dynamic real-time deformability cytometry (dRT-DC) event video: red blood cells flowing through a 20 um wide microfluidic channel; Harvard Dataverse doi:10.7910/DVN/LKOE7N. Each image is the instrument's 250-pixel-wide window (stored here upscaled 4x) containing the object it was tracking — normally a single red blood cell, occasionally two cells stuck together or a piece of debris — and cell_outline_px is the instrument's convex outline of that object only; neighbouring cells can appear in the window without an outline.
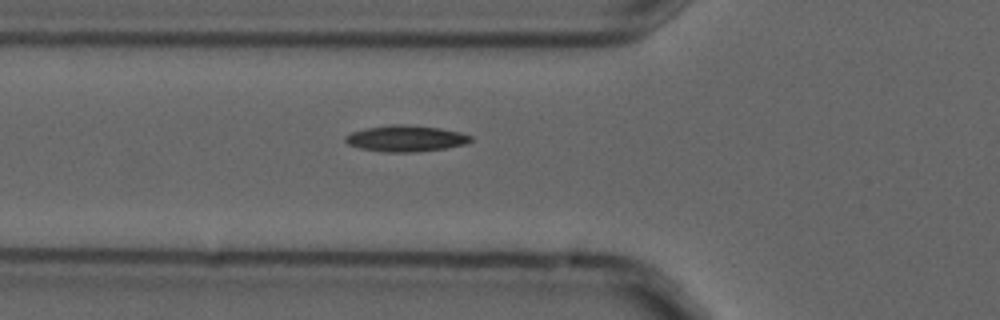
{"species": "common noctule bat (a hibernating species)", "species_latin": "Nyctalus noctula", "temperature_condition": "cold", "stored_images_in_passage": 2, "camera_frame_rate_fps": 3000, "um_per_image_px": 0.085, "animal": {"sex": "male", "forearm_length_mm": 52.5}, "frame": {"image": 1, "passage_image": 2, "time_ms": 0.333, "image_size_px": [1000, 320], "cell_outline_px": [[472, 140], [464, 144], [444, 148], [412, 152], [384, 152], [360, 148], [348, 144], [344, 140], [344, 136], [352, 132], [364, 128], [392, 124], [404, 124], [440, 128], [460, 132], [472, 136]], "centroid_in_image_um": [34.46, 11.76], "position_along_channel_um": 91.3, "area_um2": 19.07}}